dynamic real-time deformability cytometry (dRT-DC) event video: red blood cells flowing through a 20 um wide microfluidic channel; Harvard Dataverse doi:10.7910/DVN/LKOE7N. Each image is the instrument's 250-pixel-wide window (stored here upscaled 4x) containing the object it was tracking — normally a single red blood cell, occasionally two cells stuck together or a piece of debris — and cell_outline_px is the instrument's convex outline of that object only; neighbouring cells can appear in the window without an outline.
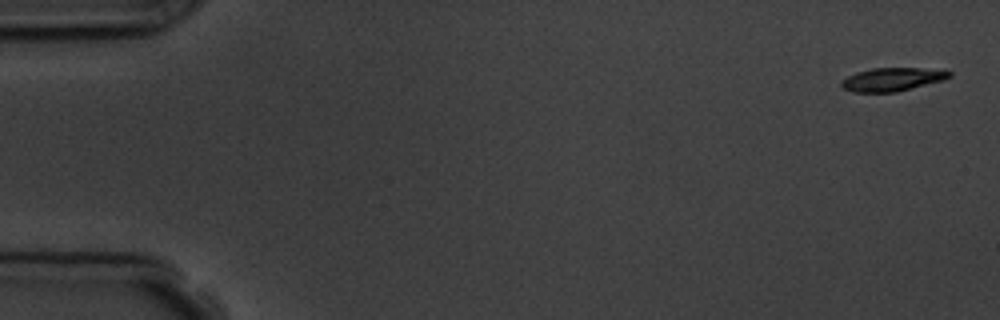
{"species": "common noctule bat (a hibernating species)", "species_latin": "Nyctalus noctula", "temperature_condition": "room temperature", "stored_images_in_passage": 7, "camera_frame_rate_fps": 3000, "um_per_image_px": 0.085, "animal": {"sex": "male", "body_mass_g": 19.5, "forearm_length_mm": 54.6}, "frame": {"image": 1, "passage_image": 1, "time_ms": 0.0, "image_size_px": [1000, 320], "cell_outline_px": [[952, 76], [944, 80], [896, 92], [852, 92], [844, 88], [840, 84], [840, 80], [856, 72], [872, 68], [920, 68], [952, 72]], "centroid_in_image_um": [75.81, 6.75], "position_along_channel_um": 9.2, "area_um2": 14.62}}
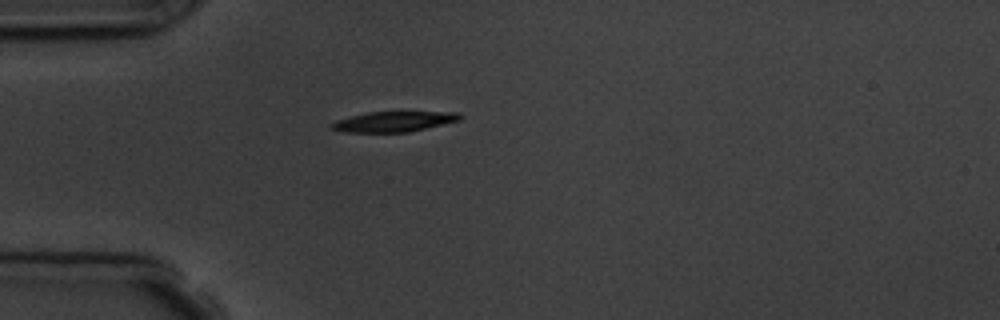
{"frame": {"image": 2, "passage_image": 5, "time_ms": 4.667, "image_size_px": [1000, 320], "cell_outline_px": [[460, 120], [408, 132], [344, 132], [328, 128], [328, 124], [336, 120], [368, 112], [460, 112]], "centroid_in_image_um": [33.4, 10.34], "position_along_channel_um": 51.6, "area_um2": 15.09}}